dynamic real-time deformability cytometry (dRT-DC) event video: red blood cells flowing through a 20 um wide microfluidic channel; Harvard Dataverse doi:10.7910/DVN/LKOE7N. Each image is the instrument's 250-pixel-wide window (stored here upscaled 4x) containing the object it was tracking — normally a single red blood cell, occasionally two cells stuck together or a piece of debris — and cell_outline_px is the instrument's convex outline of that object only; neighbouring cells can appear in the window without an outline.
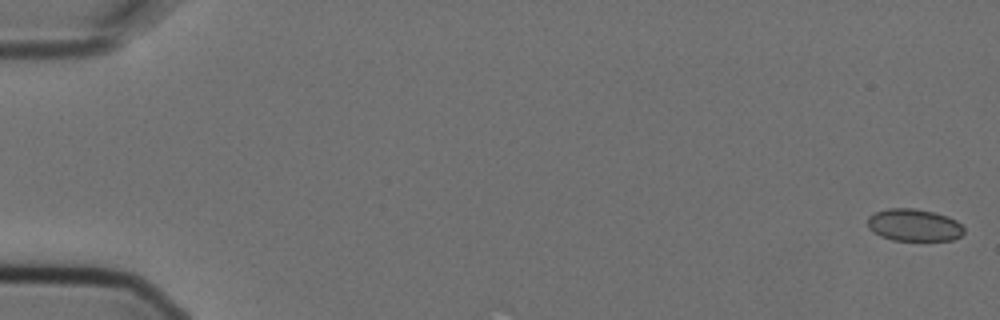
{"species": "Egyptian fruit bat (a non-hibernating species)", "species_latin": "Rousettus aegyptiacus", "temperature_condition": "cold", "stored_images_in_passage": 3, "camera_frame_rate_fps": 3000, "um_per_image_px": 0.085, "animal": {"sex": "female"}, "frame": {"image": 1, "passage_image": 1, "time_ms": 0.0, "image_size_px": [1000, 320], "cell_outline_px": [[964, 232], [960, 236], [952, 240], [892, 240], [880, 236], [872, 232], [868, 228], [868, 216], [876, 212], [888, 208], [912, 208], [932, 212], [948, 216], [956, 220], [964, 228]], "centroid_in_image_um": [77.67, 19.13], "position_along_channel_um": 7.3, "area_um2": 18.09}}